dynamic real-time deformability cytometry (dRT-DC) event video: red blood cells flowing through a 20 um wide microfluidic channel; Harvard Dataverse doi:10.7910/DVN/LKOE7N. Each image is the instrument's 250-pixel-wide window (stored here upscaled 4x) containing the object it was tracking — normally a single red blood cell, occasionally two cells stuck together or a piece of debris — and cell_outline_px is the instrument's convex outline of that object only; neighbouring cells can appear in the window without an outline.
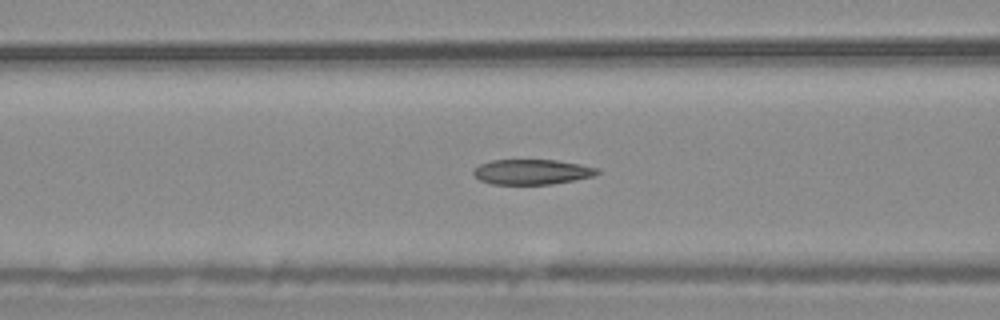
{"species": "common noctule bat (a hibernating species)", "species_latin": "Nyctalus noctula", "temperature_condition": "warm", "stored_images_in_passage": 36, "camera_frame_rate_fps": 3000, "um_per_image_px": 0.085, "animal": {"sex": "male", "body_mass_g": 20.4}, "frame": {"image": 1, "passage_image": 13, "time_ms": 4.0, "image_size_px": [1000, 320], "cell_outline_px": [[600, 172], [592, 176], [576, 180], [552, 184], [492, 184], [480, 180], [472, 172], [472, 168], [480, 164], [492, 160], [556, 160], [580, 164], [600, 168]], "centroid_in_image_um": [45.22, 14.61], "position_along_channel_um": 121.4, "area_um2": 18.21}}
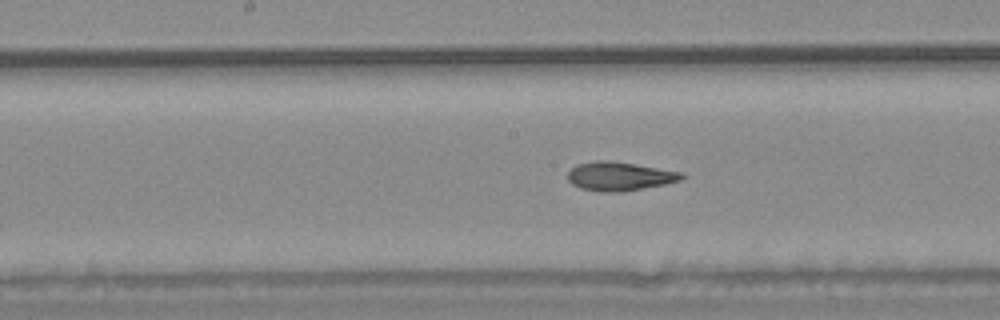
{"frame": {"image": 2, "passage_image": 19, "time_ms": 6.0, "image_size_px": [1000, 320], "cell_outline_px": [[684, 176], [680, 180], [664, 184], [620, 192], [600, 192], [580, 188], [572, 184], [568, 180], [568, 172], [576, 164], [596, 160], [608, 160], [636, 164], [684, 172]], "centroid_in_image_um": [52.64, 14.97], "position_along_channel_um": 195.6, "area_um2": 19.13}}
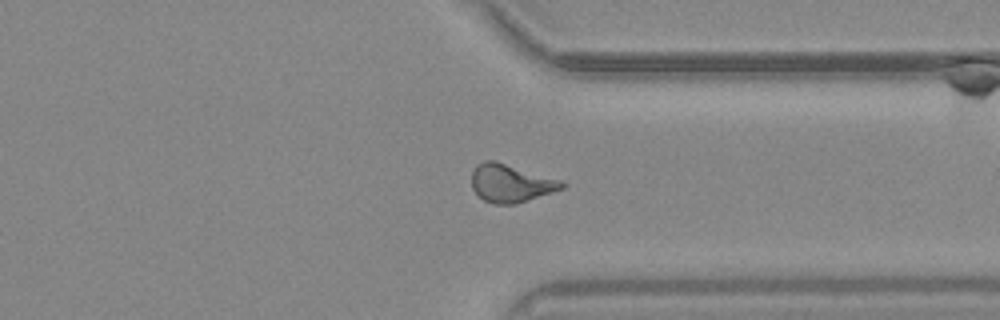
{"frame": {"image": 3, "passage_image": 33, "time_ms": 10.667, "image_size_px": [1000, 320], "cell_outline_px": [[568, 184], [564, 188], [516, 204], [492, 204], [484, 200], [472, 188], [472, 172], [476, 164], [484, 160], [496, 160], [560, 180]], "centroid_in_image_um": [43.4, 15.56], "position_along_channel_um": 368.0, "area_um2": 20.0}}